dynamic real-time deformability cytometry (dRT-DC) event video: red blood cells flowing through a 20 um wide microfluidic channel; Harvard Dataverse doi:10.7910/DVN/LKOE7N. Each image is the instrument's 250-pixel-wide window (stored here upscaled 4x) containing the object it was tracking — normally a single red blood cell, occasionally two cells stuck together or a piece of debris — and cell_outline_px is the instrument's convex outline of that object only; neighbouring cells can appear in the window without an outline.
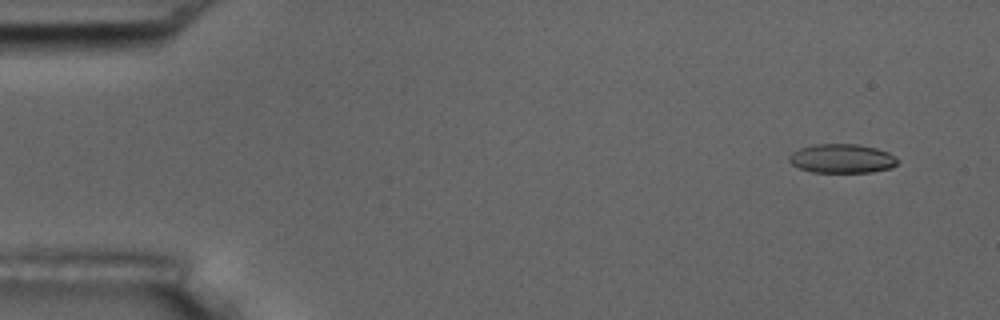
{"species": "common noctule bat (a hibernating species)", "species_latin": "Nyctalus noctula", "temperature_condition": "room temperature", "stored_images_in_passage": 53, "camera_frame_rate_fps": 3000, "um_per_image_px": 0.085, "animal": {"sex": "male", "body_mass_g": 17.5, "forearm_length_mm": 52.3}, "frame": {"image": 1, "passage_image": 1, "time_ms": 0.0, "image_size_px": [1000, 320], "cell_outline_px": [[900, 160], [892, 168], [872, 172], [812, 172], [800, 168], [792, 164], [788, 160], [788, 156], [792, 152], [800, 148], [816, 144], [856, 144], [876, 148], [888, 152]], "centroid_in_image_um": [71.57, 13.48], "position_along_channel_um": 13.4, "area_um2": 18.38}}
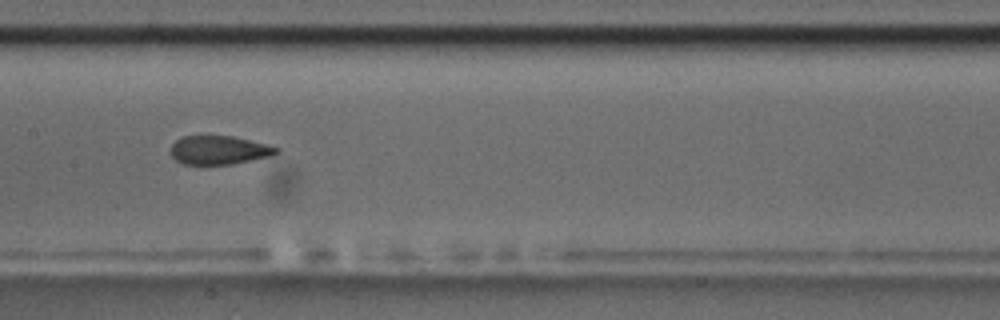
{"frame": {"image": 2, "passage_image": 25, "time_ms": 8.0, "image_size_px": [1000, 320], "cell_outline_px": [[280, 152], [272, 156], [232, 164], [184, 164], [176, 160], [172, 156], [172, 144], [180, 136], [232, 136], [268, 144], [280, 148]], "centroid_in_image_um": [18.66, 12.75], "position_along_channel_um": 188.7, "area_um2": 17.69}}
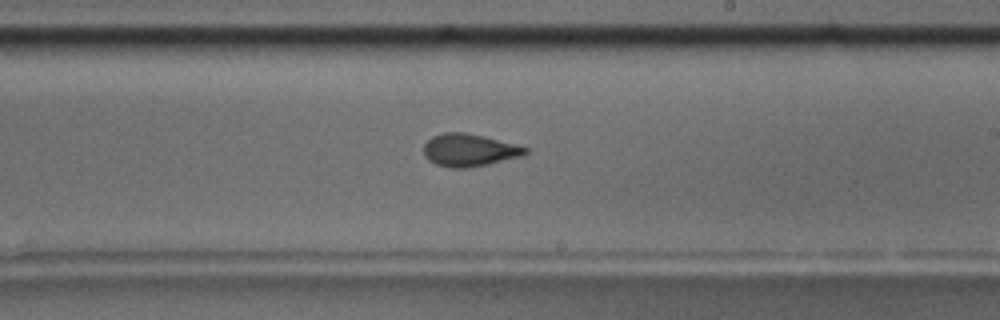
{"frame": {"image": 3, "passage_image": 30, "time_ms": 9.667, "image_size_px": [1000, 320], "cell_outline_px": [[528, 152], [520, 156], [488, 164], [468, 168], [452, 168], [436, 164], [428, 160], [424, 156], [424, 144], [432, 136], [444, 132], [464, 132], [484, 136], [528, 148]], "centroid_in_image_um": [39.84, 12.76], "position_along_channel_um": 249.2, "area_um2": 19.13}, "authors_computed_cell_mechanics": {"area_um2": 19.074, "velocity_mm_per_s": 3.627, "shape_relaxation_time_tau1_ms": 6.9853, "shape_relaxation_time_tau2_ms": 1.3165, "deformation_change_tau1": 0.1547, "deformation_change_tau2": 0.0556}}